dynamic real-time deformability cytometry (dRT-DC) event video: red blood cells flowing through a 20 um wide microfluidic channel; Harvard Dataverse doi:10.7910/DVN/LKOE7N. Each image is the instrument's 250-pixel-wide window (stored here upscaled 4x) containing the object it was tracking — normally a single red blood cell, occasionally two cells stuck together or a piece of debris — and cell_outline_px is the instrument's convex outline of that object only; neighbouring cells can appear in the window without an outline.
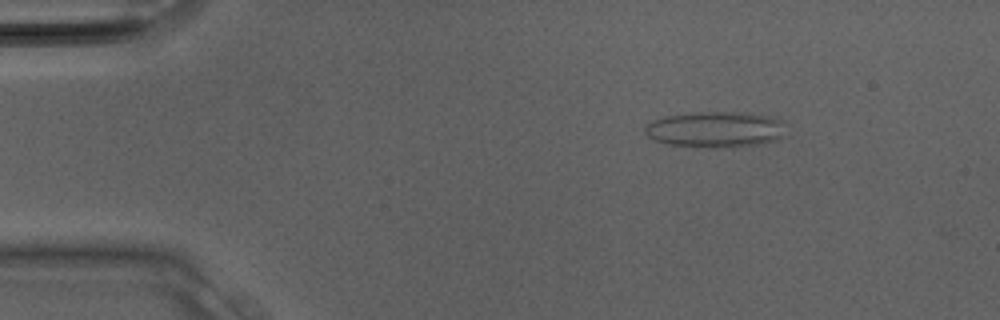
{"species": "Egyptian fruit bat (a non-hibernating species)", "species_latin": "Rousettus aegyptiacus", "temperature_condition": "room temperature", "stored_images_in_passage": 7, "camera_frame_rate_fps": 3000, "um_per_image_px": 0.085, "animal": {"sex": "male"}, "frame": {"image": 1, "passage_image": 2, "time_ms": 0.333, "image_size_px": [1000, 320], "cell_outline_px": [[788, 136], [776, 140], [760, 144], [736, 148], [692, 148], [668, 144], [656, 140], [648, 136], [644, 132], [644, 128], [652, 120], [664, 116], [692, 112], [736, 112], [772, 116], [784, 120]], "centroid_in_image_um": [60.88, 11.02], "position_along_channel_um": 24.1, "area_um2": 30.58}}